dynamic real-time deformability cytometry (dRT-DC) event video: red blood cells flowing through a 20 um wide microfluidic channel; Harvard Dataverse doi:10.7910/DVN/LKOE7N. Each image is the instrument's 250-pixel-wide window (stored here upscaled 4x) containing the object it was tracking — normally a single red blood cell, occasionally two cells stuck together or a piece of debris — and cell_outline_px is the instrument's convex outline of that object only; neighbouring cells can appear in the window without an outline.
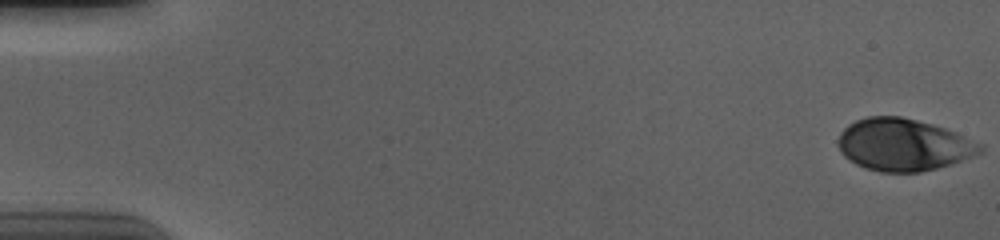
{"species": "human", "species_latin": "Homo sapiens", "temperature_condition": "cold", "stored_images_in_passage": 56, "camera_frame_rate_fps": 3000, "um_per_image_px": 0.085, "donor": {"sex": "male"}, "frame": {"image": 1, "passage_image": 1, "time_ms": 0.0, "image_size_px": [1000, 240], "cell_outline_px": [[984, 152], [936, 168], [920, 172], [880, 172], [864, 168], [856, 164], [844, 156], [840, 152], [836, 144], [836, 140], [840, 132], [848, 124], [856, 120], [868, 116], [900, 116], [932, 124], [956, 132], [984, 144]], "centroid_in_image_um": [76.76, 12.3], "position_along_channel_um": 8.2, "area_um2": 43.41}}
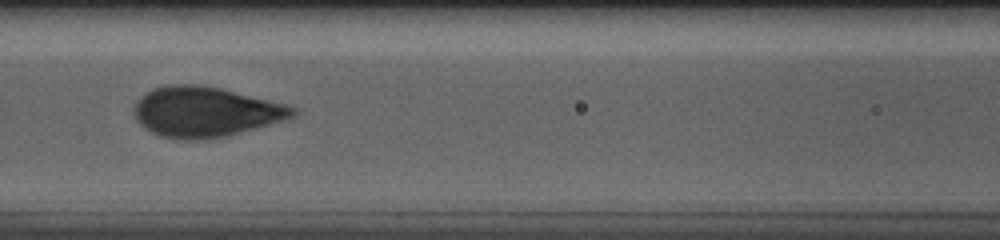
{"frame": {"image": 2, "passage_image": 26, "time_ms": 8.333, "image_size_px": [1000, 240], "cell_outline_px": [[300, 112], [296, 116], [256, 128], [228, 136], [204, 140], [184, 140], [160, 136], [144, 128], [136, 120], [136, 104], [152, 88], [168, 84], [196, 84], [220, 88], [288, 104], [300, 108]], "centroid_in_image_um": [17.53, 9.51], "position_along_channel_um": 149.1, "area_um2": 46.47}}
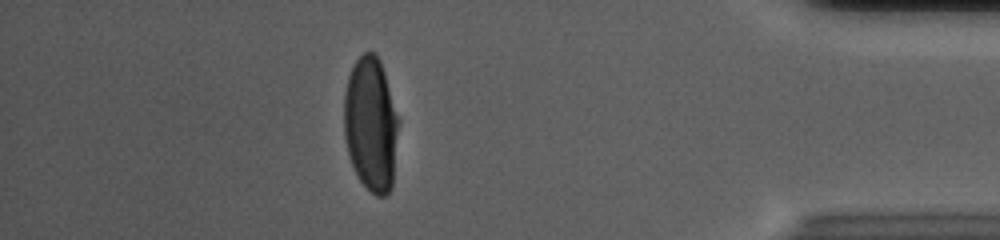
{"frame": {"image": 3, "passage_image": 50, "time_ms": 16.333, "image_size_px": [1000, 240], "cell_outline_px": [[400, 120], [392, 188], [384, 196], [376, 196], [360, 180], [352, 164], [348, 152], [344, 136], [344, 92], [348, 76], [356, 60], [364, 52], [372, 52], [380, 60]], "centroid_in_image_um": [31.54, 10.56], "position_along_channel_um": 403.7, "area_um2": 42.89}, "authors_computed_cell_mechanics": {"area_um2": 44.5638, "velocity_mm_per_s": 3.6833, "shape_relaxation_time_tau1_ms": 3.1368, "shape_relaxation_time_tau2_ms": null, "deformation_change_tau1": 0.1727, "deformation_change_tau2": null}}